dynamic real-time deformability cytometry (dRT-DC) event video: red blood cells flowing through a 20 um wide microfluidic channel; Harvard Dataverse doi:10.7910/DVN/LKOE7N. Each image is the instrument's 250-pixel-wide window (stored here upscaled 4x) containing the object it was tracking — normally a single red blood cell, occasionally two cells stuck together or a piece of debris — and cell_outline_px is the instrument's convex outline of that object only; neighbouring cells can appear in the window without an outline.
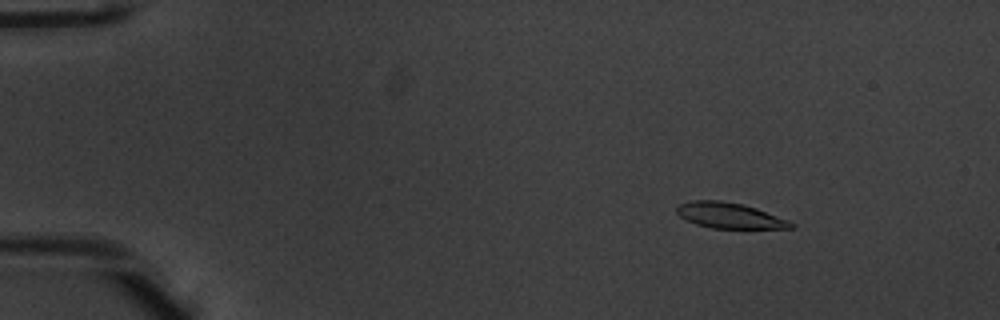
{"species": "common noctule bat (a hibernating species)", "species_latin": "Nyctalus noctula", "temperature_condition": "warm", "stored_images_in_passage": 53, "camera_frame_rate_fps": 3000, "um_per_image_px": 0.085, "animal": {"sex": "male", "body_mass_g": 20.1, "forearm_length_mm": 53.5}, "frame": {"image": 1, "passage_image": 8, "time_ms": 2.333, "image_size_px": [1000, 320], "cell_outline_px": [[796, 224], [792, 228], [712, 228], [696, 224], [680, 216], [676, 212], [676, 208], [680, 204], [692, 200], [720, 200], [740, 204], [756, 208], [788, 220]], "centroid_in_image_um": [62.0, 18.32], "position_along_channel_um": 23.0, "area_um2": 16.82}}
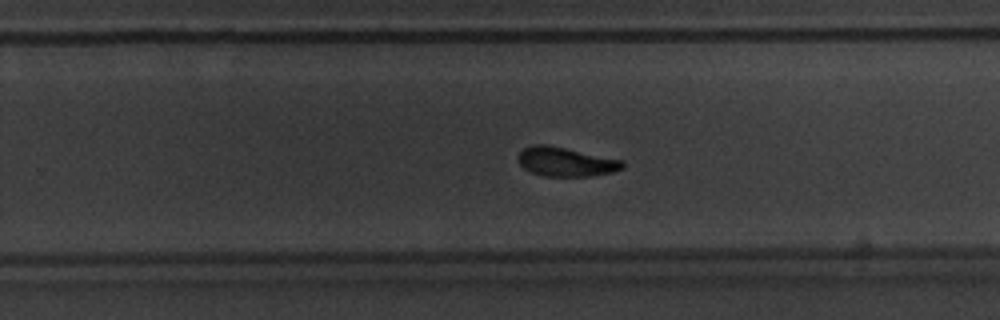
{"frame": {"image": 2, "passage_image": 35, "time_ms": 11.333, "image_size_px": [1000, 320], "cell_outline_px": [[624, 168], [612, 172], [588, 176], [544, 176], [532, 172], [524, 168], [520, 164], [516, 156], [524, 148], [532, 144], [544, 144], [624, 160]], "centroid_in_image_um": [48.08, 13.75], "position_along_channel_um": 281.7, "area_um2": 17.63}}
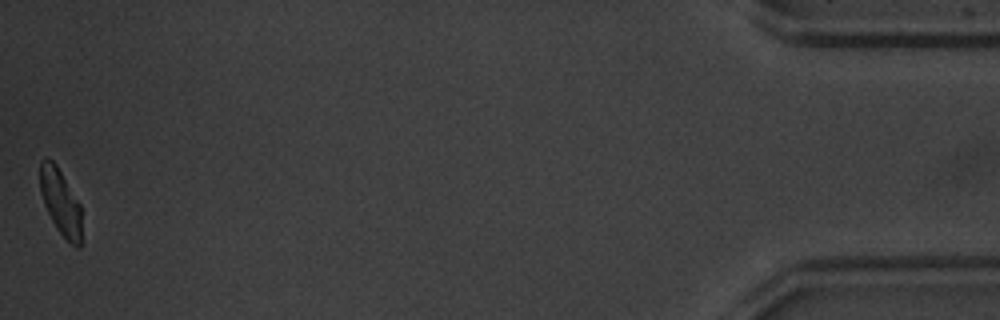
{"frame": {"image": 3, "passage_image": 53, "time_ms": 17.333, "image_size_px": [1000, 320], "cell_outline_px": [[84, 244], [80, 248], [76, 248], [56, 228], [44, 204], [40, 192], [40, 160], [44, 156], [48, 156], [56, 164], [80, 204]], "centroid_in_image_um": [5.18, 17.21], "position_along_channel_um": 430.0, "area_um2": 16.42}, "authors_computed_cell_mechanics": {"area_um2": 17.8024, "velocity_mm_per_s": 3.9253, "shape_relaxation_time_tau1_ms": 2.6993, "shape_relaxation_time_tau2_ms": 4.2055, "deformation_change_tau1": 0.1345, "deformation_change_tau2": 0.105}}